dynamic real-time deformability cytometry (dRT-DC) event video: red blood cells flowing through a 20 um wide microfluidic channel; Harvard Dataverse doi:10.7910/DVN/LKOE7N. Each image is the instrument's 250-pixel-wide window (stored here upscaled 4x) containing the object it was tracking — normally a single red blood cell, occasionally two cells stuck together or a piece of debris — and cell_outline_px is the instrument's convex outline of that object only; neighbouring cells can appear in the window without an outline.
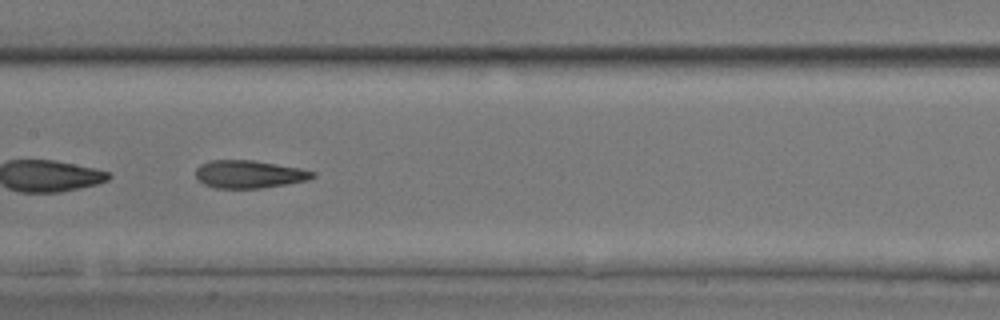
{"species": "common noctule bat (a hibernating species)", "species_latin": "Nyctalus noctula", "temperature_condition": "room temperature", "stored_images_in_passage": 19, "camera_frame_rate_fps": 3000, "um_per_image_px": 0.085, "animal": {"sex": "male", "body_mass_g": 17.9, "forearm_length_mm": 54.2}, "frame": {"image": 1, "passage_image": 11, "time_ms": 3.333, "image_size_px": [1000, 320], "cell_outline_px": [[316, 176], [308, 180], [288, 184], [260, 188], [216, 188], [204, 184], [196, 180], [196, 168], [200, 164], [212, 160], [252, 160], [300, 168], [316, 172]], "centroid_in_image_um": [21.17, 14.81], "position_along_channel_um": 186.2, "area_um2": 19.02}}